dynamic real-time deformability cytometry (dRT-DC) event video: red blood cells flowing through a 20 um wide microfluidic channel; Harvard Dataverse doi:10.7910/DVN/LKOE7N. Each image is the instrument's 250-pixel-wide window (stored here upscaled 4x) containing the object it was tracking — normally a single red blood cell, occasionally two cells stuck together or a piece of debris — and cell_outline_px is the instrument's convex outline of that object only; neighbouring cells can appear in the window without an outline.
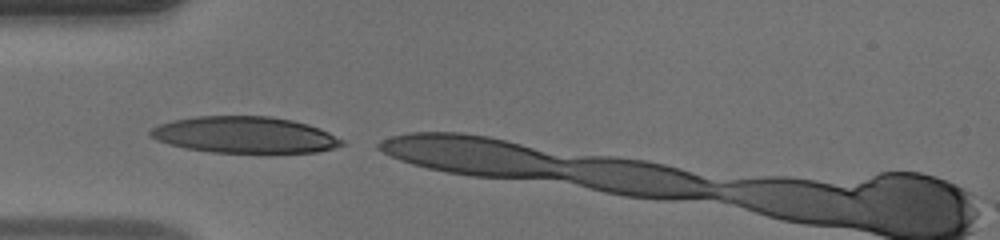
{"species": "human", "species_latin": "Homo sapiens", "temperature_condition": "warm", "stored_images_in_passage": 3, "camera_frame_rate_fps": 3000, "um_per_image_px": 0.085, "donor": {"sex": "male"}, "frame": {"image": 1, "passage_image": 1, "time_ms": 0.0, "image_size_px": [1000, 240], "cell_outline_px": [[344, 144], [332, 148], [316, 152], [212, 152], [188, 148], [156, 140], [148, 132], [152, 128], [160, 124], [172, 120], [196, 116], [268, 116], [292, 120], [308, 124], [320, 128], [344, 140]], "centroid_in_image_um": [20.81, 11.45], "position_along_channel_um": 64.2, "area_um2": 40.23}}